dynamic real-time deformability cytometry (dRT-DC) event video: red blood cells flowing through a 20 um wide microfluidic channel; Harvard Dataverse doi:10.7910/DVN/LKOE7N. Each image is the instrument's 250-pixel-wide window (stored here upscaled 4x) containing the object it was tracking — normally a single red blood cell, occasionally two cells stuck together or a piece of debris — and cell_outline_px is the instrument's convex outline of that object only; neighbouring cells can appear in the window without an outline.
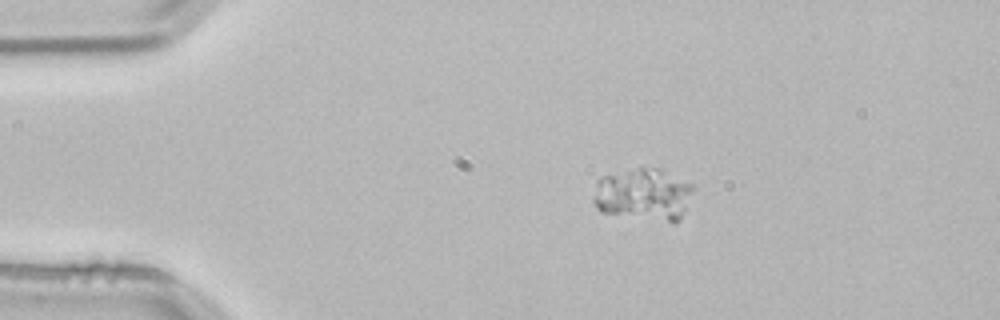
{"species": "common noctule bat (a hibernating species)", "species_latin": "Nyctalus noctula", "temperature_condition": "room temperature", "stored_images_in_passage": 2, "camera_frame_rate_fps": 3000, "um_per_image_px": 0.085, "animal": {"sex": "male", "body_mass_g": 21.5, "forearm_length_mm": 52.0}, "frame": {"image": 1, "passage_image": 1, "time_ms": 0.0, "image_size_px": [1000, 320], "cell_outline_px": [[692, 192], [684, 212], [680, 220], [676, 224], [672, 224], [600, 212], [596, 208], [592, 200], [596, 180], [600, 176], [640, 168], [660, 168], [692, 184]], "centroid_in_image_um": [54.67, 16.57], "position_along_channel_um": 30.3, "area_um2": 30.87}}